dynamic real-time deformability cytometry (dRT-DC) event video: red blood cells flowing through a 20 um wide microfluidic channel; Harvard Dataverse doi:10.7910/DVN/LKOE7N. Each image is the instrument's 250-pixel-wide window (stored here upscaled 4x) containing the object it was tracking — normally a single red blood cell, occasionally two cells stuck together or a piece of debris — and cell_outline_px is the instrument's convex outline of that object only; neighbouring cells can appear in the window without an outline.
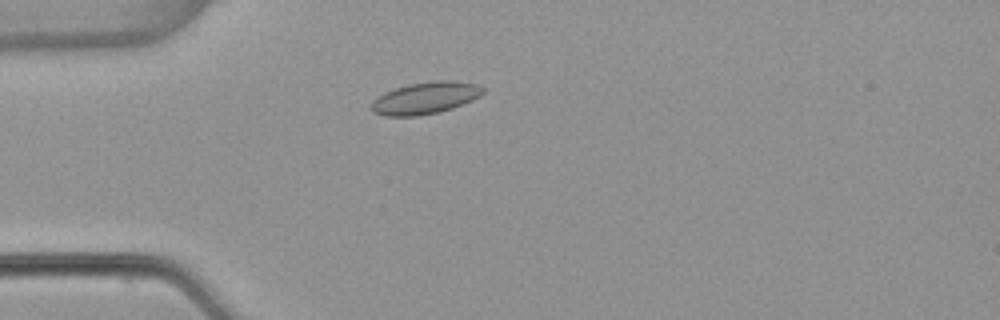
{"species": "common noctule bat (a hibernating species)", "species_latin": "Nyctalus noctula", "temperature_condition": "warm", "stored_images_in_passage": 50, "camera_frame_rate_fps": 3000, "um_per_image_px": 0.085, "animal": {"sex": "female", "body_mass_g": 22.7, "forearm_length_mm": 54.2}, "frame": {"image": 1, "passage_image": 11, "time_ms": 3.333, "image_size_px": [1000, 320], "cell_outline_px": [[484, 92], [480, 96], [472, 100], [452, 108], [436, 112], [416, 116], [384, 116], [372, 112], [372, 100], [384, 92], [396, 88], [412, 84], [436, 80], [452, 80], [476, 84], [484, 88]], "centroid_in_image_um": [36.14, 8.33], "position_along_channel_um": 48.9, "area_um2": 20.58}}
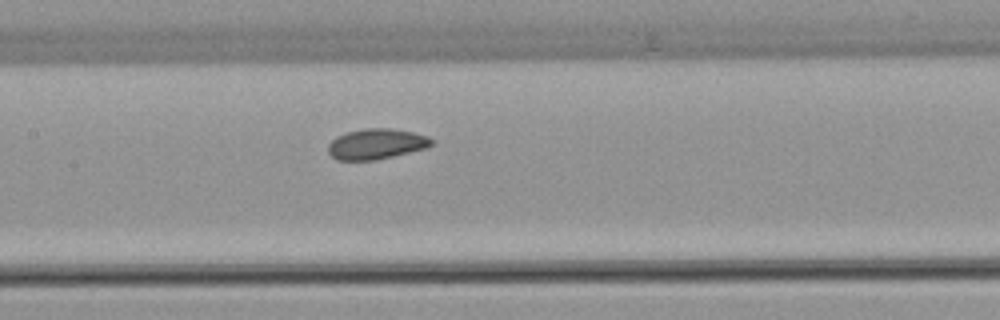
{"frame": {"image": 2, "passage_image": 22, "time_ms": 7.0, "image_size_px": [1000, 320], "cell_outline_px": [[432, 144], [428, 148], [376, 160], [336, 160], [328, 152], [328, 144], [336, 136], [348, 132], [364, 128], [392, 128], [412, 132], [428, 136], [432, 140]], "centroid_in_image_um": [31.99, 12.24], "position_along_channel_um": 175.4, "area_um2": 18.44}}
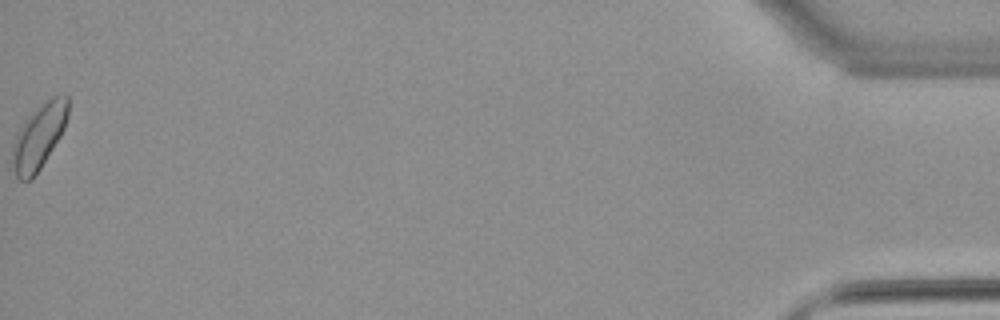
{"frame": {"image": 3, "passage_image": 50, "time_ms": 16.333, "image_size_px": [1000, 320], "cell_outline_px": [[68, 116], [64, 128], [60, 136], [40, 168], [32, 180], [20, 180], [16, 176], [12, 168], [12, 144], [24, 120], [40, 104], [52, 96], [68, 96]], "centroid_in_image_um": [3.29, 11.61], "position_along_channel_um": 431.9, "area_um2": 20.92}, "authors_computed_cell_mechanics": {"area_um2": 18.5538, "velocity_mm_per_s": 3.8219, "shape_relaxation_time_tau1_ms": 3.9457, "shape_relaxation_time_tau2_ms": 2.0374, "deformation_change_tau1": 0.0666, "deformation_change_tau2": 0.0728}}